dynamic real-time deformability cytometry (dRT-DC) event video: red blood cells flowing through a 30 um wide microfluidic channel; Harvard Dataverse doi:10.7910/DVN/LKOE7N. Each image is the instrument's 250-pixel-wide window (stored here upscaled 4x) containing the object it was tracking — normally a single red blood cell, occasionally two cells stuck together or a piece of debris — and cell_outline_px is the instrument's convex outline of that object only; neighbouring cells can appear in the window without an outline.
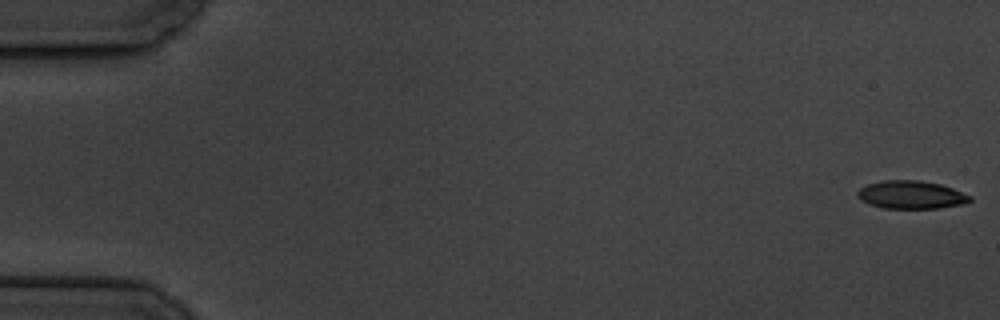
{"species": "common noctule bat (a hibernating species)", "species_latin": "Nyctalus noctula", "temperature_condition": "cold", "stored_images_in_passage": 7, "camera_frame_rate_fps": 3000, "um_per_image_px": 0.085, "animal": {"sex": "male", "body_mass_g": 19.5, "forearm_length_mm": 54.6}, "frame": {"image": 1, "passage_image": 1, "time_ms": 0.0, "image_size_px": [1000, 320], "cell_outline_px": [[972, 200], [964, 204], [940, 208], [884, 208], [860, 200], [856, 196], [856, 192], [860, 188], [868, 184], [880, 180], [920, 180], [940, 184], [952, 188], [972, 196]], "centroid_in_image_um": [77.45, 16.55], "position_along_channel_um": 7.5, "area_um2": 18.44}}
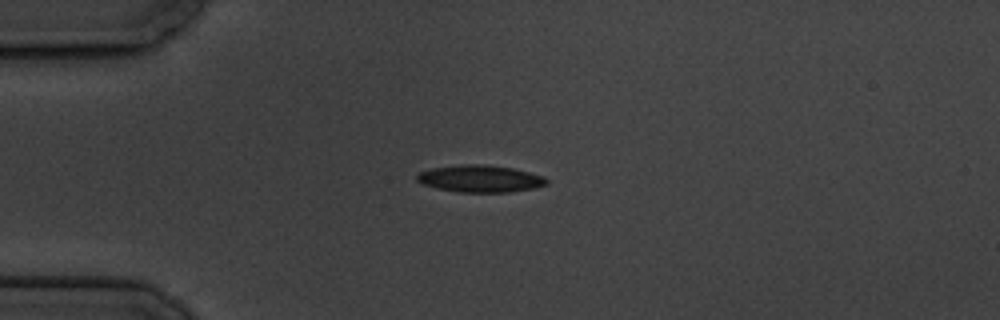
{"frame": {"image": 2, "passage_image": 5, "time_ms": 4.667, "image_size_px": [1000, 320], "cell_outline_px": [[548, 184], [532, 188], [508, 192], [460, 192], [436, 188], [424, 184], [416, 180], [416, 176], [420, 172], [432, 168], [460, 164], [484, 164], [512, 168], [544, 176], [548, 180]], "centroid_in_image_um": [40.81, 15.18], "position_along_channel_um": 44.2, "area_um2": 20.35}}
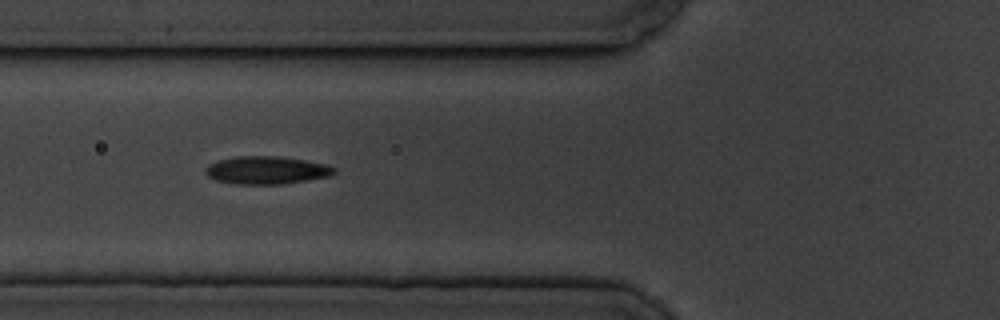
{"frame": {"image": 3, "passage_image": 7, "time_ms": 7.0, "image_size_px": [1000, 320], "cell_outline_px": [[336, 172], [332, 176], [284, 184], [236, 184], [216, 180], [208, 176], [204, 172], [204, 168], [208, 164], [220, 160], [236, 156], [276, 156], [304, 160], [328, 164], [336, 168]], "centroid_in_image_um": [22.68, 14.47], "position_along_channel_um": 103.1, "area_um2": 21.04}}